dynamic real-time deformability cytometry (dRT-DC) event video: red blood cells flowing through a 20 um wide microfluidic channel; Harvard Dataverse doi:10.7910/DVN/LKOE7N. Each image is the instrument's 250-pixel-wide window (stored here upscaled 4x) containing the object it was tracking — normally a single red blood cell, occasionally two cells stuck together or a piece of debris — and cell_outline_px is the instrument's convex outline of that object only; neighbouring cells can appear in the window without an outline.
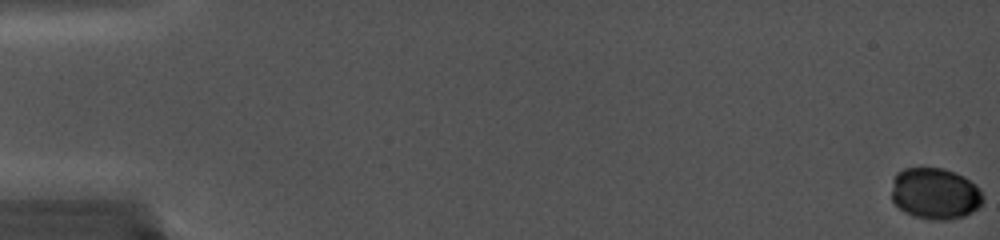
{"species": "common noctule bat (a hibernating species)", "species_latin": "Nyctalus noctula", "temperature_condition": "cold", "stored_images_in_passage": 15, "camera_frame_rate_fps": 5000, "um_per_image_px": 0.085, "animal": {"sex": "female", "body_mass_g": 19.0, "forearm_length_mm": 56.7}, "frame": {"image": 1, "passage_image": 1, "time_ms": 0.0, "image_size_px": [1000, 240], "cell_outline_px": [[984, 200], [980, 208], [964, 216], [948, 220], [932, 220], [912, 216], [904, 212], [892, 200], [892, 180], [896, 172], [904, 168], [944, 168], [956, 172], [964, 176], [976, 184], [980, 188], [984, 196]], "centroid_in_image_um": [79.51, 16.45], "position_along_channel_um": 5.5, "area_um2": 27.98}}